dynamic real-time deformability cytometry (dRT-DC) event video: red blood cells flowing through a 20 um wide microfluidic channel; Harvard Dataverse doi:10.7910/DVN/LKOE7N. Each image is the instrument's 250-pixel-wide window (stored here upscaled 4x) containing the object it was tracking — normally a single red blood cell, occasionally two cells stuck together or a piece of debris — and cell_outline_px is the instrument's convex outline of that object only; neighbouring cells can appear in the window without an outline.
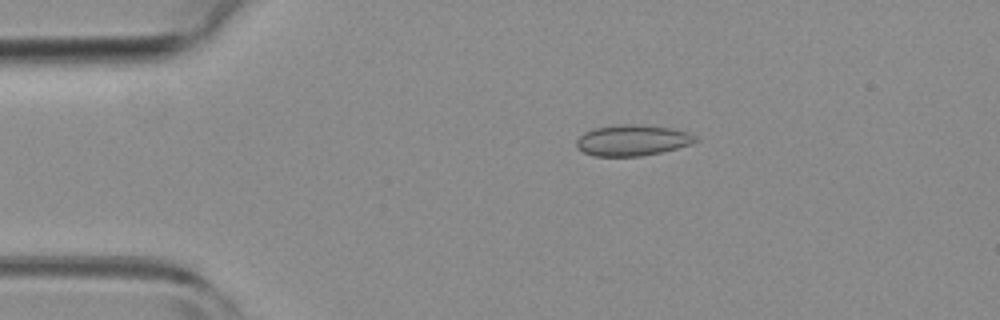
{"species": "common noctule bat (a hibernating species)", "species_latin": "Nyctalus noctula", "temperature_condition": "room temperature", "stored_images_in_passage": 43, "camera_frame_rate_fps": 3000, "um_per_image_px": 0.085, "animal": {"sex": "female", "body_mass_g": 19.3, "forearm_length_mm": 54.1}, "frame": {"image": 1, "passage_image": 1, "time_ms": 0.0, "image_size_px": [1000, 320], "cell_outline_px": [[700, 140], [692, 144], [660, 152], [640, 156], [592, 156], [576, 148], [576, 140], [584, 132], [596, 128], [620, 124], [636, 124], [668, 128], [688, 132], [696, 136]], "centroid_in_image_um": [53.74, 11.93], "position_along_channel_um": 31.3, "area_um2": 21.39}}
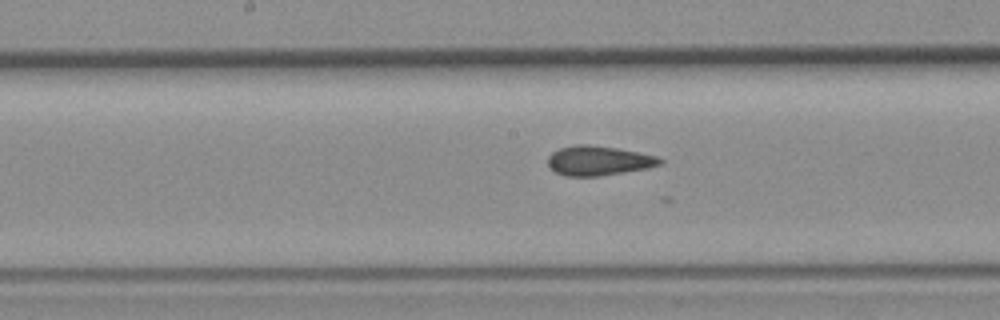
{"frame": {"image": 2, "passage_image": 17, "time_ms": 5.333, "image_size_px": [1000, 320], "cell_outline_px": [[664, 160], [660, 164], [648, 168], [624, 172], [596, 176], [564, 176], [556, 172], [548, 164], [548, 156], [552, 152], [560, 148], [576, 144], [588, 144], [616, 148], [656, 156]], "centroid_in_image_um": [50.85, 13.65], "position_along_channel_um": 197.3, "area_um2": 19.13}}
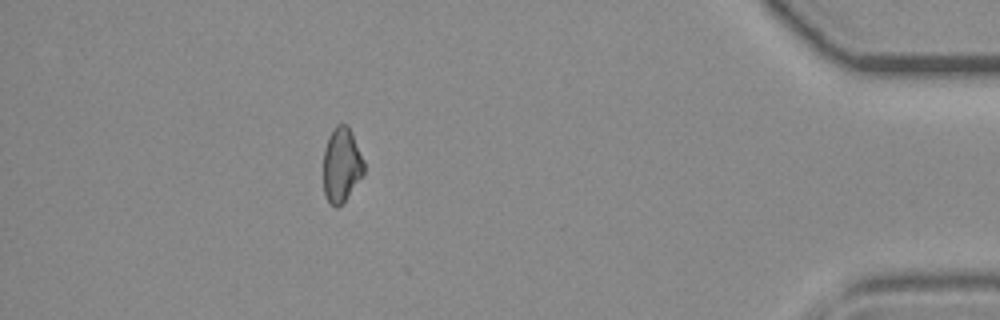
{"frame": {"image": 3, "passage_image": 37, "time_ms": 12.0, "image_size_px": [1000, 320], "cell_outline_px": [[364, 172], [344, 200], [336, 208], [324, 196], [324, 148], [328, 136], [336, 124], [348, 124], [352, 132], [364, 160]], "centroid_in_image_um": [29.02, 13.96], "position_along_channel_um": 406.2, "area_um2": 17.46}}